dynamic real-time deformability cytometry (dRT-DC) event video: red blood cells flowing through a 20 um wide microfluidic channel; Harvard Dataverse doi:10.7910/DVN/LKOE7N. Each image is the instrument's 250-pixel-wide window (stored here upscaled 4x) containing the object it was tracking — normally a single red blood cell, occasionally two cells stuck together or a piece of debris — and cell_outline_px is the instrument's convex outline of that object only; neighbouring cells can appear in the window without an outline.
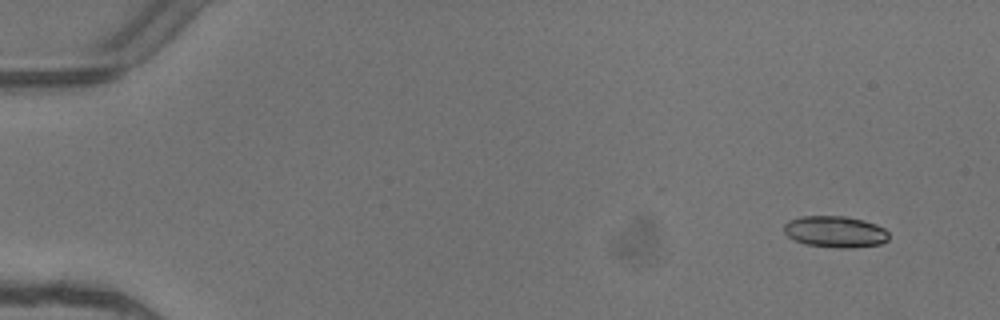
{"species": "common noctule bat (a hibernating species)", "species_latin": "Nyctalus noctula", "temperature_condition": "warm", "stored_images_in_passage": 4, "camera_frame_rate_fps": 3000, "um_per_image_px": 0.085, "animal": {"sex": "female"}, "frame": {"image": 1, "passage_image": 1, "time_ms": 0.0, "image_size_px": [1000, 320], "cell_outline_px": [[888, 240], [880, 244], [852, 248], [840, 248], [804, 244], [792, 240], [784, 232], [784, 224], [788, 220], [800, 216], [844, 216], [864, 220], [876, 224], [884, 228], [888, 232]], "centroid_in_image_um": [70.97, 19.69], "position_along_channel_um": 14.0, "area_um2": 19.42}}
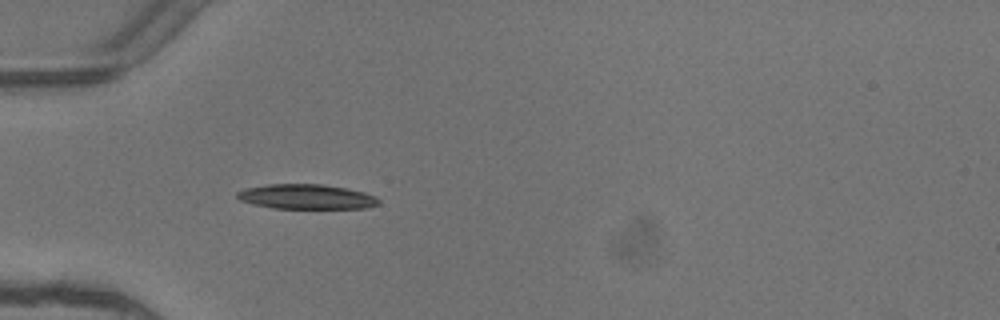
{"frame": {"image": 2, "passage_image": 4, "time_ms": 1.0, "image_size_px": [1000, 320], "cell_outline_px": [[380, 204], [368, 208], [272, 208], [240, 200], [236, 196], [236, 192], [244, 188], [268, 184], [320, 184], [348, 188], [364, 192], [376, 196], [380, 200]], "centroid_in_image_um": [26.08, 16.71], "position_along_channel_um": 58.9, "area_um2": 20.52}}